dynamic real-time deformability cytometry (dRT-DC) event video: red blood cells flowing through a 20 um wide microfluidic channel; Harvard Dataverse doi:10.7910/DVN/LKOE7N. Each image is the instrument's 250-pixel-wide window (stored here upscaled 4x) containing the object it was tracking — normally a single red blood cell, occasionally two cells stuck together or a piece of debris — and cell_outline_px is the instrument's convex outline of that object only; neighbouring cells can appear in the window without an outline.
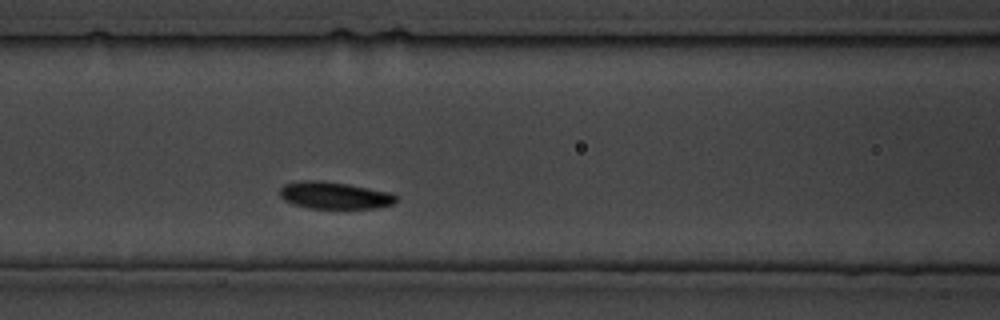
{"species": "common noctule bat (a hibernating species)", "species_latin": "Nyctalus noctula", "temperature_condition": "cold", "stored_images_in_passage": 32, "camera_frame_rate_fps": 3000, "um_per_image_px": 0.085, "animal": {"sex": "male", "body_mass_g": 19.5, "forearm_length_mm": 54.6}, "frame": {"image": 1, "passage_image": 11, "time_ms": 12.667, "image_size_px": [1000, 320], "cell_outline_px": [[396, 200], [392, 204], [376, 208], [308, 208], [284, 200], [280, 196], [280, 188], [284, 184], [296, 180], [320, 180], [348, 184], [388, 192], [396, 196]], "centroid_in_image_um": [28.38, 16.59], "position_along_channel_um": 138.2, "area_um2": 18.21}}
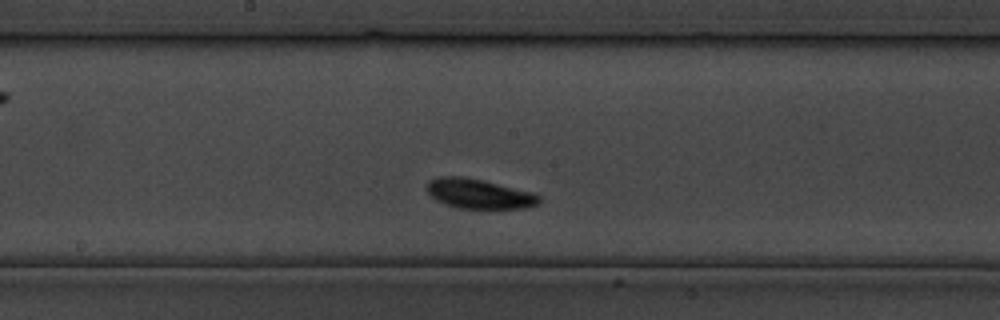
{"frame": {"image": 2, "passage_image": 15, "time_ms": 17.333, "image_size_px": [1000, 320], "cell_outline_px": [[540, 200], [536, 204], [524, 208], [456, 208], [436, 200], [428, 192], [428, 180], [440, 176], [464, 176], [484, 180], [528, 192], [540, 196]], "centroid_in_image_um": [40.66, 16.46], "position_along_channel_um": 207.5, "area_um2": 19.07}}
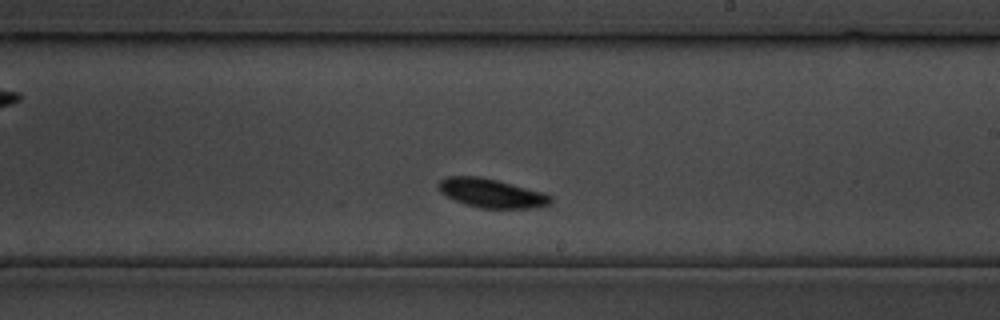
{"frame": {"image": 3, "passage_image": 17, "time_ms": 20.0, "image_size_px": [1000, 320], "cell_outline_px": [[552, 204], [536, 208], [480, 208], [456, 200], [440, 192], [436, 184], [440, 180], [448, 176], [480, 176], [544, 192], [552, 196]], "centroid_in_image_um": [41.81, 16.41], "position_along_channel_um": 247.2, "area_um2": 18.9}}